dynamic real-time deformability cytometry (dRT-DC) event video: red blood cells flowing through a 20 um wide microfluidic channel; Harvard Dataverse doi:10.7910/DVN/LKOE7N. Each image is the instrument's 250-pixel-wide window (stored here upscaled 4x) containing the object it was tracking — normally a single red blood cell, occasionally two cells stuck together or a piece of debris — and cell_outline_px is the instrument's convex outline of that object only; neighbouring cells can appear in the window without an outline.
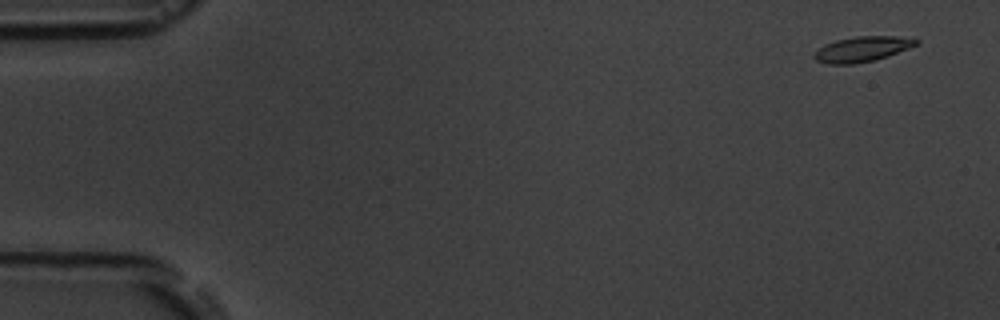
{"species": "common noctule bat (a hibernating species)", "species_latin": "Nyctalus noctula", "temperature_condition": "room temperature", "stored_images_in_passage": 5, "camera_frame_rate_fps": 3000, "um_per_image_px": 0.085, "animal": {"sex": "male", "body_mass_g": 19.5, "forearm_length_mm": 54.6}, "frame": {"image": 1, "passage_image": 1, "time_ms": 0.0, "image_size_px": [1000, 320], "cell_outline_px": [[920, 44], [888, 56], [876, 60], [852, 64], [828, 64], [816, 60], [812, 56], [824, 44], [836, 40], [856, 36], [896, 36], [920, 40]], "centroid_in_image_um": [73.31, 4.17], "position_along_channel_um": 11.7, "area_um2": 15.03}}
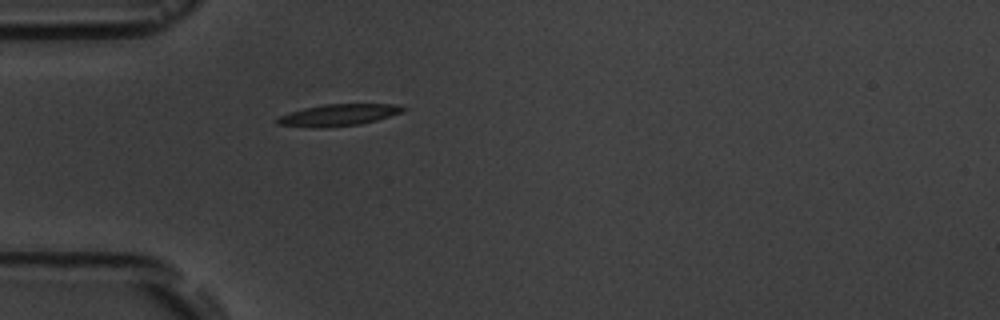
{"frame": {"image": 2, "passage_image": 5, "time_ms": 4.667, "image_size_px": [1000, 320], "cell_outline_px": [[408, 108], [400, 112], [376, 120], [360, 124], [324, 128], [312, 128], [276, 124], [276, 120], [280, 116], [304, 108], [324, 104], [396, 104]], "centroid_in_image_um": [28.74, 9.78], "position_along_channel_um": 56.3, "area_um2": 15.78}}